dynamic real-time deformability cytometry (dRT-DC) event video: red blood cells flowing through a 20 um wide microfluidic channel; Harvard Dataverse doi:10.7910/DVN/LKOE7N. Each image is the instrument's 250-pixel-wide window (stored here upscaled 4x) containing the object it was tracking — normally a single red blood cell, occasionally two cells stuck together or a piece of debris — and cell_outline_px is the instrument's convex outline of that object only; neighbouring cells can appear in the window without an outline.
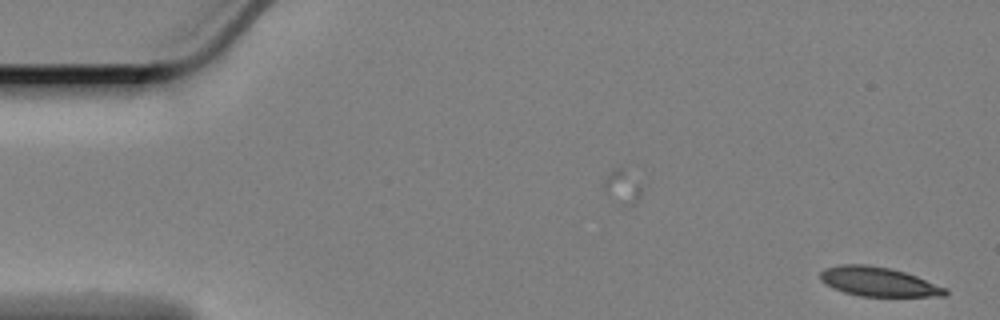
{"species": "Egyptian fruit bat (a non-hibernating species)", "species_latin": "Rousettus aegyptiacus", "temperature_condition": "cold", "stored_images_in_passage": 9, "camera_frame_rate_fps": 3000, "um_per_image_px": 0.085, "animal": {"sex": "female"}, "frame": {"image": 1, "passage_image": 1, "time_ms": 0.0, "image_size_px": [1000, 320], "cell_outline_px": [[948, 292], [944, 296], [860, 296], [844, 292], [832, 288], [824, 284], [820, 280], [820, 272], [824, 268], [840, 264], [868, 264], [888, 268], [904, 272], [916, 276], [948, 288]], "centroid_in_image_um": [74.63, 23.94], "position_along_channel_um": 10.4, "area_um2": 21.39}}